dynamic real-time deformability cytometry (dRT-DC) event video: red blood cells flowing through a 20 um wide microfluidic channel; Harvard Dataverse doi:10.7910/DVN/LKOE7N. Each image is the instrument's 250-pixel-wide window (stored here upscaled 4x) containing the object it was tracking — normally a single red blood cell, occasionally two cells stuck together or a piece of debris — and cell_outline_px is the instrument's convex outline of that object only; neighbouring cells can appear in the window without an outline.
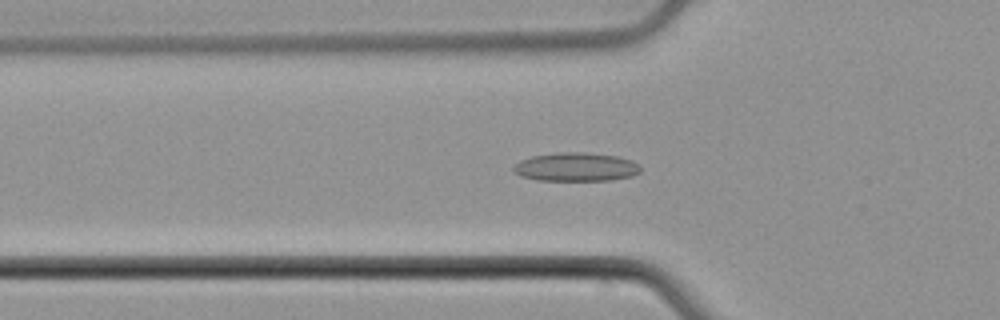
{"species": "common noctule bat (a hibernating species)", "species_latin": "Nyctalus noctula", "temperature_condition": "cold", "stored_images_in_passage": 54, "camera_frame_rate_fps": 3000, "um_per_image_px": 0.085, "animal": {"sex": "male", "body_mass_g": 21.5, "forearm_length_mm": 52.0}, "frame": {"image": 1, "passage_image": 18, "time_ms": 5.667, "image_size_px": [1000, 320], "cell_outline_px": [[640, 172], [632, 176], [612, 180], [536, 180], [520, 176], [512, 172], [512, 168], [520, 160], [532, 156], [560, 152], [584, 152], [616, 156], [632, 160], [640, 164]], "centroid_in_image_um": [48.95, 14.19], "position_along_channel_um": 76.9, "area_um2": 21.33}}
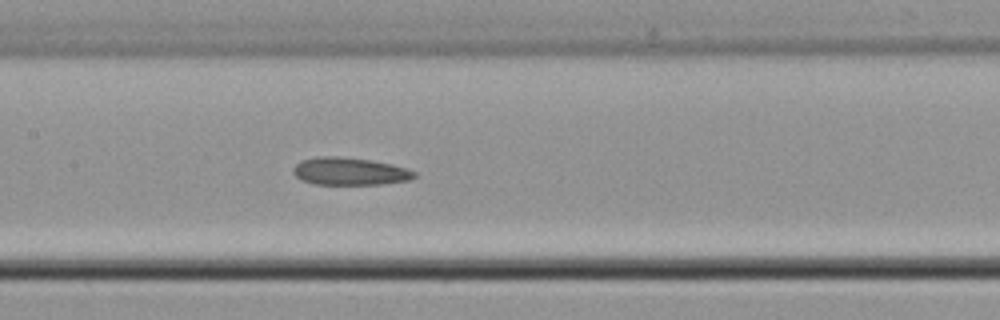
{"frame": {"image": 2, "passage_image": 26, "time_ms": 8.333, "image_size_px": [1000, 320], "cell_outline_px": [[416, 176], [408, 180], [384, 184], [312, 184], [300, 180], [292, 172], [292, 168], [296, 164], [304, 160], [320, 156], [336, 156], [368, 160], [392, 164], [408, 168], [416, 172]], "centroid_in_image_um": [29.72, 14.57], "position_along_channel_um": 177.7, "area_um2": 19.42}}
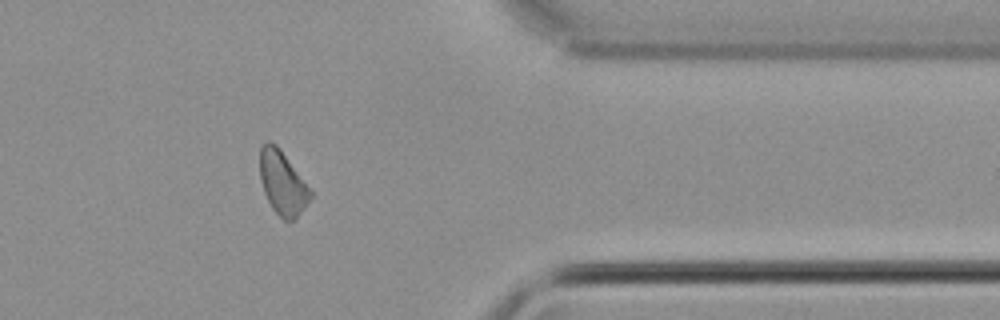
{"frame": {"image": 3, "passage_image": 44, "time_ms": 14.333, "image_size_px": [1000, 320], "cell_outline_px": [[312, 196], [300, 212], [292, 220], [284, 220], [272, 208], [264, 192], [260, 180], [260, 148], [268, 140], [276, 144], [280, 148], [312, 192]], "centroid_in_image_um": [23.99, 15.52], "position_along_channel_um": 387.4, "area_um2": 18.32}, "authors_computed_cell_mechanics": {"area_um2": 19.7965, "velocity_mm_per_s": 3.7843, "shape_relaxation_time_tau1_ms": null, "shape_relaxation_time_tau2_ms": 3.0432, "deformation_change_tau1": null, "deformation_change_tau2": 0.0998}}